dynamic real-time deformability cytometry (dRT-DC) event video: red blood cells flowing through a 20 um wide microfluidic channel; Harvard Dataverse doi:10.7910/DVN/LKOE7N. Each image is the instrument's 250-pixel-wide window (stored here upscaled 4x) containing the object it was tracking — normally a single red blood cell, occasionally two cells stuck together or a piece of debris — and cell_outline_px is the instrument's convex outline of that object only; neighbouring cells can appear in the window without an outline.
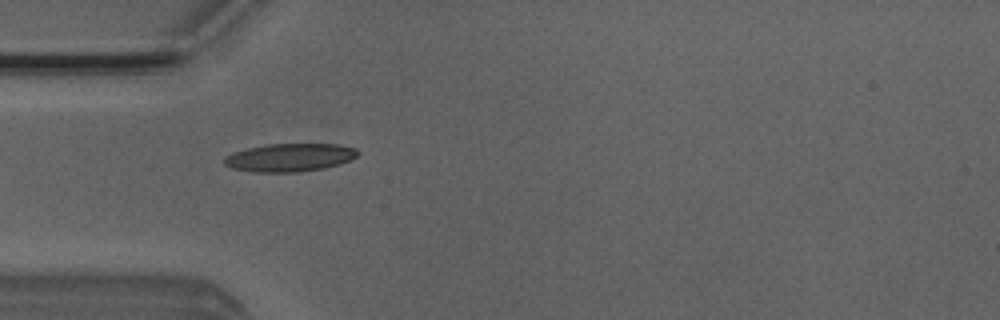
{"species": "Egyptian fruit bat (a non-hibernating species)", "species_latin": "Rousettus aegyptiacus", "temperature_condition": "room temperature", "stored_images_in_passage": 8, "camera_frame_rate_fps": 3000, "um_per_image_px": 0.085, "animal": {"sex": "male"}, "frame": {"image": 1, "passage_image": 5, "time_ms": 1.333, "image_size_px": [1000, 320], "cell_outline_px": [[360, 152], [356, 156], [348, 160], [324, 168], [296, 172], [252, 172], [232, 168], [224, 164], [224, 156], [232, 152], [264, 144], [336, 144], [356, 148]], "centroid_in_image_um": [24.57, 13.38], "position_along_channel_um": 60.4, "area_um2": 21.79}}
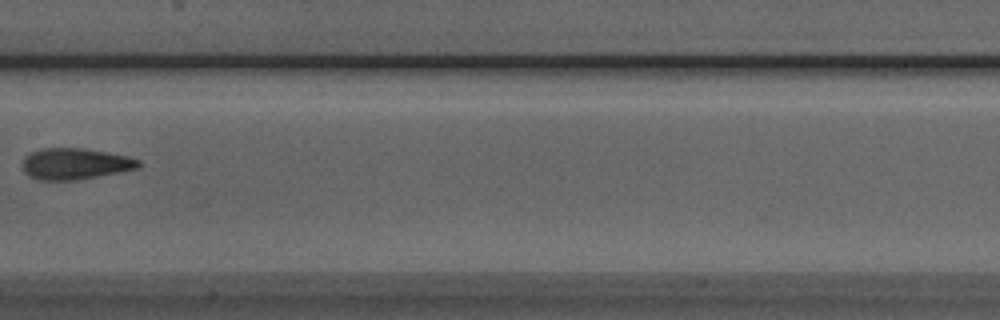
{"frame": {"image": 2, "passage_image": 8, "time_ms": 2.333, "image_size_px": [1000, 320], "cell_outline_px": [[140, 164], [136, 168], [120, 172], [76, 180], [40, 180], [28, 176], [24, 172], [24, 156], [32, 152], [44, 148], [84, 148], [128, 156], [140, 160]], "centroid_in_image_um": [6.38, 13.92], "position_along_channel_um": 201.0, "area_um2": 20.98}}